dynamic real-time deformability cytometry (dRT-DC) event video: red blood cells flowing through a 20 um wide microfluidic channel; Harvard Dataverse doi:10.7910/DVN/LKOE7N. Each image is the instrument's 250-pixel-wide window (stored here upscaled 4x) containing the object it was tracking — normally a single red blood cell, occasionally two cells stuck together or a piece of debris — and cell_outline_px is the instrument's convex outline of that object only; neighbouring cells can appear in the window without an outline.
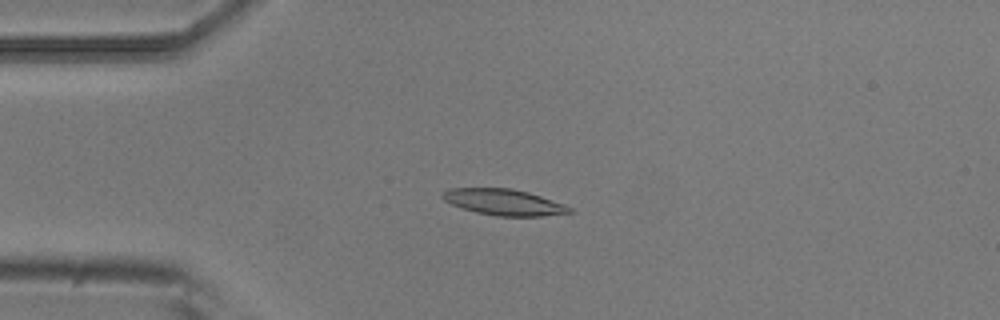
{"species": "common noctule bat (a hibernating species)", "species_latin": "Nyctalus noctula", "temperature_condition": "room temperature", "stored_images_in_passage": 5, "camera_frame_rate_fps": 3000, "um_per_image_px": 0.085, "animal": {"sex": "male", "body_mass_g": 20.5, "forearm_length_mm": 52.5}, "frame": {"image": 1, "passage_image": 4, "time_ms": 1.0, "image_size_px": [1000, 320], "cell_outline_px": [[572, 212], [540, 216], [496, 216], [476, 212], [452, 204], [444, 200], [440, 196], [448, 188], [512, 188], [528, 192], [564, 204], [572, 208]], "centroid_in_image_um": [42.81, 17.18], "position_along_channel_um": 42.2, "area_um2": 19.13}}